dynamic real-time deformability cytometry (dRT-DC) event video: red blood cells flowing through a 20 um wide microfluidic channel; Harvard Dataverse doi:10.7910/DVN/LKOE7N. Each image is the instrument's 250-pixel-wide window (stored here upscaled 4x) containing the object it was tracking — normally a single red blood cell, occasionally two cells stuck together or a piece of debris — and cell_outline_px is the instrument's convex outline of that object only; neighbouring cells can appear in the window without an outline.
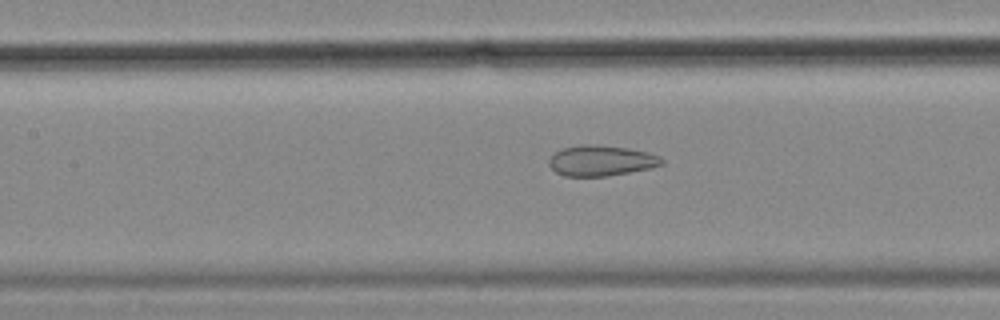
{"species": "common noctule bat (a hibernating species)", "species_latin": "Nyctalus noctula", "temperature_condition": "cold", "stored_images_in_passage": 56, "camera_frame_rate_fps": 3000, "um_per_image_px": 0.085, "animal": {"sex": "female", "body_mass_g": 18.4}, "frame": {"image": 1, "passage_image": 25, "time_ms": 8.0, "image_size_px": [1000, 320], "cell_outline_px": [[664, 164], [648, 168], [608, 176], [564, 176], [556, 172], [548, 164], [548, 160], [560, 148], [584, 144], [592, 144], [628, 148], [648, 152], [660, 156], [664, 160]], "centroid_in_image_um": [51.09, 13.65], "position_along_channel_um": 156.3, "area_um2": 20.06}}
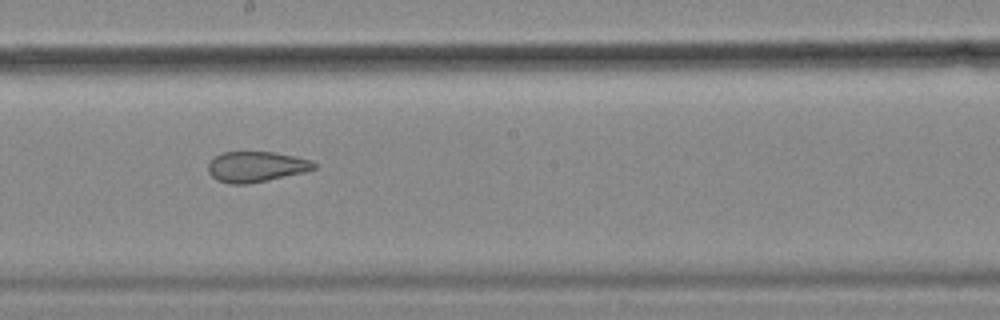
{"frame": {"image": 2, "passage_image": 31, "time_ms": 10.0, "image_size_px": [1000, 320], "cell_outline_px": [[316, 168], [304, 172], [268, 180], [248, 184], [232, 184], [216, 180], [208, 172], [208, 164], [216, 156], [224, 152], [276, 152], [296, 156], [312, 160], [316, 164]], "centroid_in_image_um": [21.79, 14.17], "position_along_channel_um": 226.4, "area_um2": 18.84}}
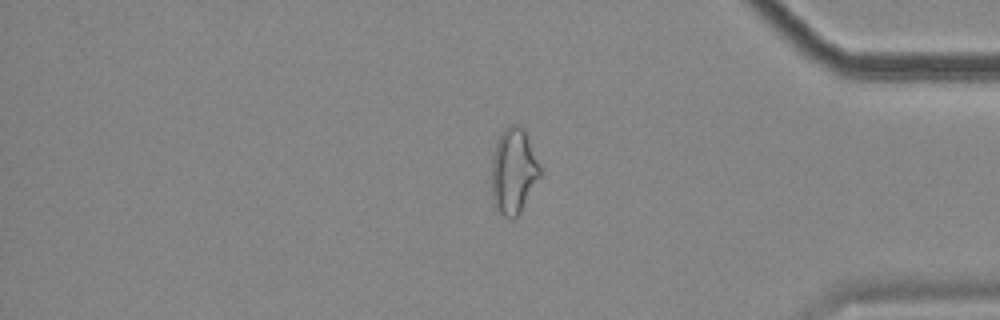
{"frame": {"image": 3, "passage_image": 47, "time_ms": 15.333, "image_size_px": [1000, 320], "cell_outline_px": [[544, 172], [520, 212], [512, 220], [500, 216], [496, 212], [492, 204], [492, 156], [496, 144], [504, 128], [512, 124], [520, 124], [524, 128]], "centroid_in_image_um": [43.67, 14.58], "position_along_channel_um": 391.5, "area_um2": 24.91}, "authors_computed_cell_mechanics": {"area_um2": 24.8251, "velocity_mm_per_s": 3.5256, "shape_relaxation_time_tau1_ms": null, "shape_relaxation_time_tau2_ms": 2.0019, "deformation_change_tau1": null, "deformation_change_tau2": 0.1001}}